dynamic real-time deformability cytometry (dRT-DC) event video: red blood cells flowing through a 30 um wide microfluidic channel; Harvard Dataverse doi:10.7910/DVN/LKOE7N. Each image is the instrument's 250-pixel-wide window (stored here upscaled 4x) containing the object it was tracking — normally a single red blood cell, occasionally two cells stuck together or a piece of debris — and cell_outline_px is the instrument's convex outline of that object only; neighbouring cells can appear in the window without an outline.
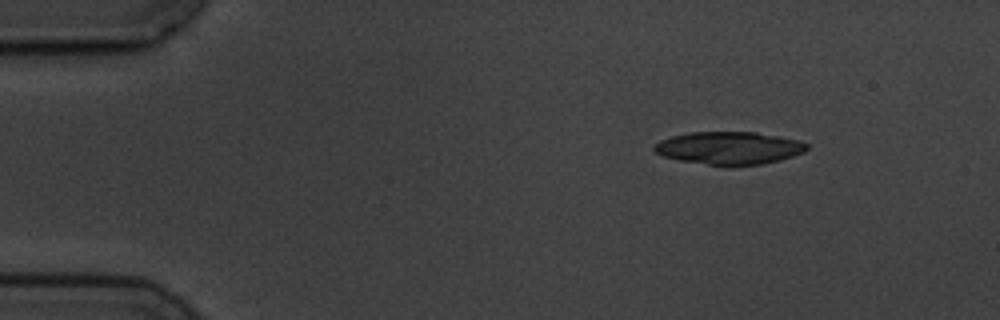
{"species": "common noctule bat (a hibernating species)", "species_latin": "Nyctalus noctula", "temperature_condition": "cold", "stored_images_in_passage": 4, "camera_frame_rate_fps": 3000, "um_per_image_px": 0.085, "animal": {"sex": "male", "body_mass_g": 19.5, "forearm_length_mm": 54.6}, "frame": {"image": 1, "passage_image": 2, "time_ms": 2.0, "image_size_px": [1000, 320], "cell_outline_px": [[808, 148], [804, 152], [780, 160], [760, 164], [732, 168], [728, 168], [680, 160], [664, 156], [656, 152], [652, 148], [660, 140], [672, 136], [688, 132], [756, 132], [800, 140], [808, 144]], "centroid_in_image_um": [61.99, 12.6], "position_along_channel_um": 23.0, "area_um2": 29.54}}